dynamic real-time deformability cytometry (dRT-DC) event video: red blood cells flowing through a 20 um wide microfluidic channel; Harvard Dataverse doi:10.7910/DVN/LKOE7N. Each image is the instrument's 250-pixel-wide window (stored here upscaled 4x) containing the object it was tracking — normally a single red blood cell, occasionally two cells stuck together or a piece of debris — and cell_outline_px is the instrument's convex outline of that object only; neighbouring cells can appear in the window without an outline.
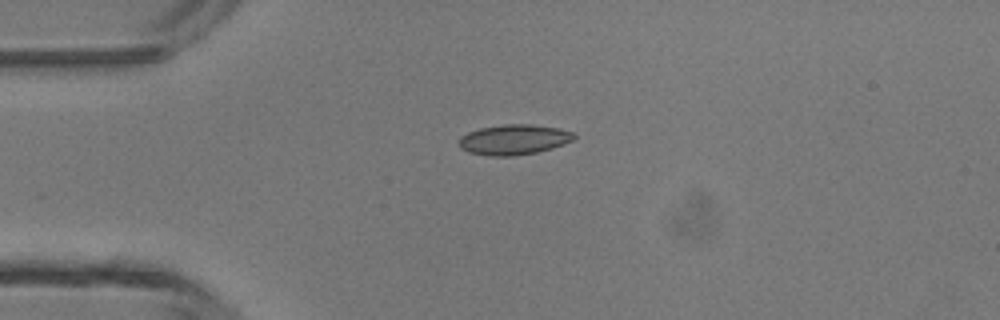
{"species": "common noctule bat (a hibernating species)", "species_latin": "Nyctalus noctula", "temperature_condition": "room temperature", "stored_images_in_passage": 33, "camera_frame_rate_fps": 3000, "um_per_image_px": 0.085, "animal": {"sex": "male", "body_mass_g": 13.3}, "frame": {"image": 1, "passage_image": 1, "time_ms": 0.0, "image_size_px": [1000, 320], "cell_outline_px": [[576, 136], [572, 140], [564, 144], [552, 148], [536, 152], [512, 156], [492, 156], [468, 152], [460, 148], [460, 136], [468, 132], [480, 128], [504, 124], [532, 124], [560, 128], [576, 132]], "centroid_in_image_um": [43.71, 11.85], "position_along_channel_um": 41.3, "area_um2": 20.35}}
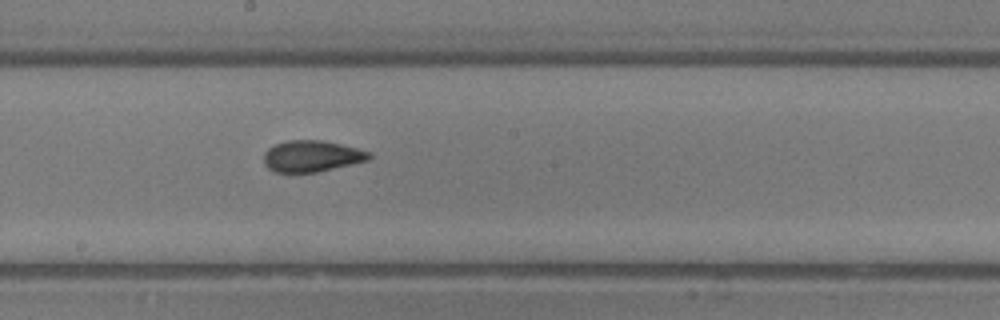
{"frame": {"image": 2, "passage_image": 15, "time_ms": 4.667, "image_size_px": [1000, 320], "cell_outline_px": [[372, 156], [368, 160], [352, 164], [316, 172], [276, 172], [268, 168], [264, 164], [264, 152], [268, 148], [276, 144], [288, 140], [320, 140], [340, 144], [372, 152]], "centroid_in_image_um": [26.49, 13.27], "position_along_channel_um": 221.7, "area_um2": 19.13}}
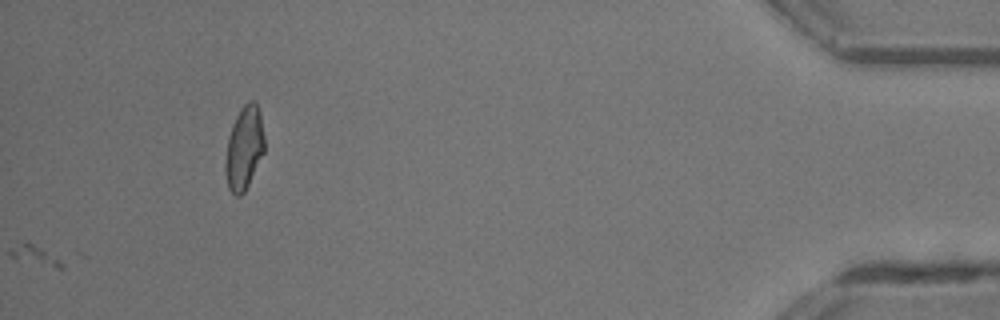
{"frame": {"image": 3, "passage_image": 33, "time_ms": 10.667, "image_size_px": [1000, 320], "cell_outline_px": [[264, 152], [244, 192], [240, 196], [236, 196], [228, 188], [224, 172], [224, 164], [228, 136], [232, 124], [240, 108], [248, 100], [256, 100], [260, 112], [264, 136]], "centroid_in_image_um": [20.74, 12.55], "position_along_channel_um": 414.5, "area_um2": 19.19}, "authors_computed_cell_mechanics": {"area_um2": 19.1896, "velocity_mm_per_s": 4.3778, "shape_relaxation_time_tau1_ms": 8.0207, "shape_relaxation_time_tau2_ms": 1.3355, "deformation_change_tau1": 0.194, "deformation_change_tau2": 0.0604}}